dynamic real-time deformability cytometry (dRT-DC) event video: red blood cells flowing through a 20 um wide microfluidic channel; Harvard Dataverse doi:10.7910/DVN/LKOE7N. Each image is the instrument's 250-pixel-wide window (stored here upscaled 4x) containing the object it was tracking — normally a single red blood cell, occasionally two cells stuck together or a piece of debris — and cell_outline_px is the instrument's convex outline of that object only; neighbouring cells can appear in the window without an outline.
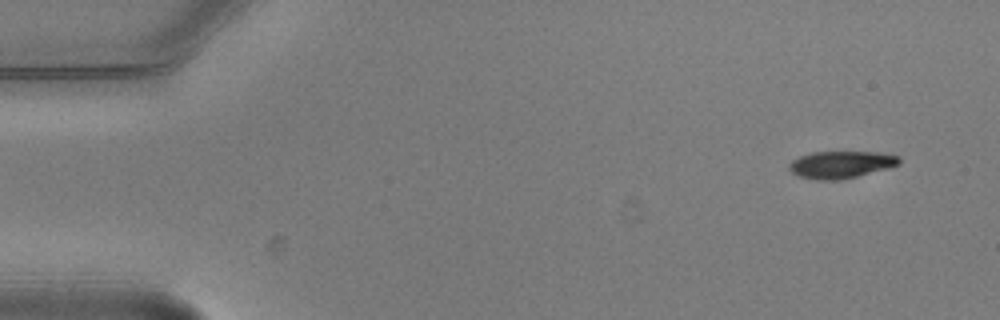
{"species": "common noctule bat (a hibernating species)", "species_latin": "Nyctalus noctula", "temperature_condition": "warm", "stored_images_in_passage": 4, "camera_frame_rate_fps": 3000, "um_per_image_px": 0.085, "animal": {"sex": "male", "body_mass_g": 20.5, "forearm_length_mm": 52.5}, "frame": {"image": 1, "passage_image": 1, "time_ms": 0.0, "image_size_px": [1000, 320], "cell_outline_px": [[900, 164], [888, 168], [840, 180], [816, 180], [800, 176], [792, 172], [788, 168], [788, 164], [792, 160], [800, 156], [812, 152], [880, 152], [900, 156]], "centroid_in_image_um": [71.48, 13.98], "position_along_channel_um": 13.5, "area_um2": 17.4}}
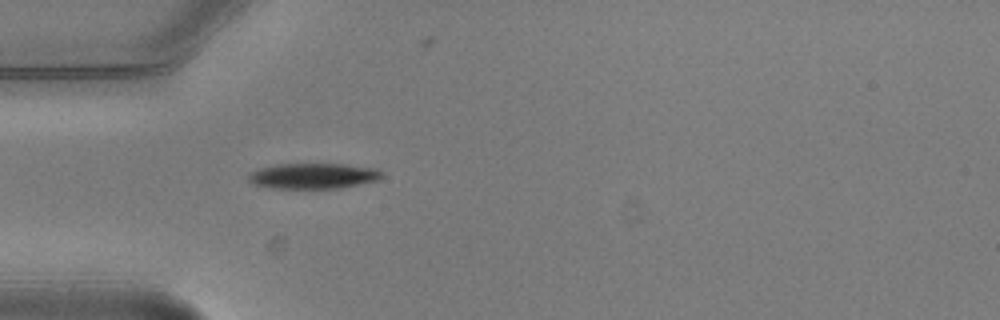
{"frame": {"image": 2, "passage_image": 4, "time_ms": 1.0, "image_size_px": [1000, 320], "cell_outline_px": [[384, 176], [380, 180], [340, 188], [272, 188], [256, 184], [248, 180], [248, 172], [260, 168], [280, 164], [344, 164], [376, 168], [384, 172]], "centroid_in_image_um": [26.69, 14.95], "position_along_channel_um": 58.3, "area_um2": 19.94}}